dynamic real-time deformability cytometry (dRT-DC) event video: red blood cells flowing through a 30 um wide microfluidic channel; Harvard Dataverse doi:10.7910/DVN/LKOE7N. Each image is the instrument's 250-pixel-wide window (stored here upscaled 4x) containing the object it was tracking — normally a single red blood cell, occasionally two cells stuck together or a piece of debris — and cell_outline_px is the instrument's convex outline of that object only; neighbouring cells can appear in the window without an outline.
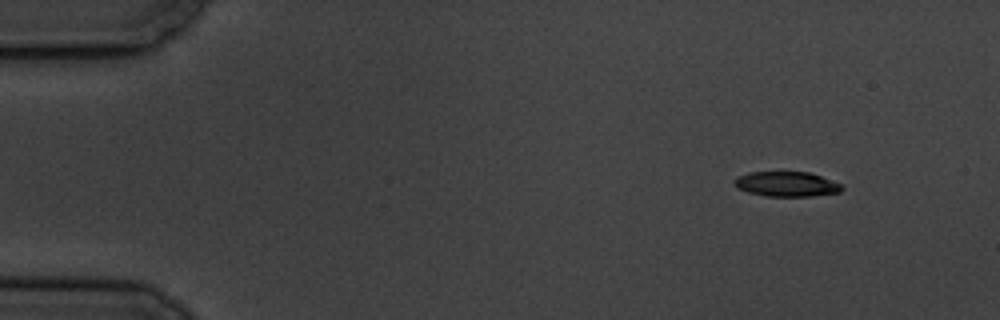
{"species": "common noctule bat (a hibernating species)", "species_latin": "Nyctalus noctula", "temperature_condition": "cold", "stored_images_in_passage": 4, "camera_frame_rate_fps": 3000, "um_per_image_px": 0.085, "animal": {"sex": "male", "body_mass_g": 19.5, "forearm_length_mm": 54.6}, "frame": {"image": 1, "passage_image": 1, "time_ms": 0.0, "image_size_px": [1000, 320], "cell_outline_px": [[844, 188], [840, 192], [812, 196], [764, 196], [748, 192], [736, 188], [732, 184], [732, 180], [736, 176], [748, 172], [808, 172], [844, 184]], "centroid_in_image_um": [66.82, 15.64], "position_along_channel_um": 18.2, "area_um2": 15.9}}
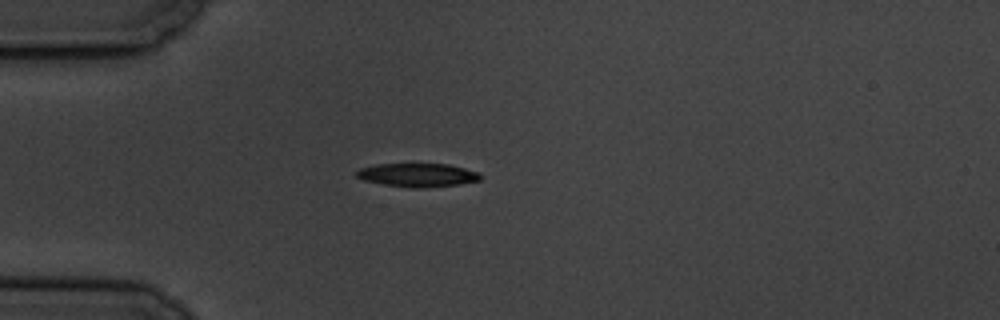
{"frame": {"image": 2, "passage_image": 4, "time_ms": 3.333, "image_size_px": [1000, 320], "cell_outline_px": [[480, 180], [460, 184], [424, 188], [412, 188], [380, 184], [364, 180], [356, 176], [352, 172], [360, 168], [376, 164], [448, 164], [480, 172]], "centroid_in_image_um": [35.46, 14.88], "position_along_channel_um": 49.5, "area_um2": 17.17}}